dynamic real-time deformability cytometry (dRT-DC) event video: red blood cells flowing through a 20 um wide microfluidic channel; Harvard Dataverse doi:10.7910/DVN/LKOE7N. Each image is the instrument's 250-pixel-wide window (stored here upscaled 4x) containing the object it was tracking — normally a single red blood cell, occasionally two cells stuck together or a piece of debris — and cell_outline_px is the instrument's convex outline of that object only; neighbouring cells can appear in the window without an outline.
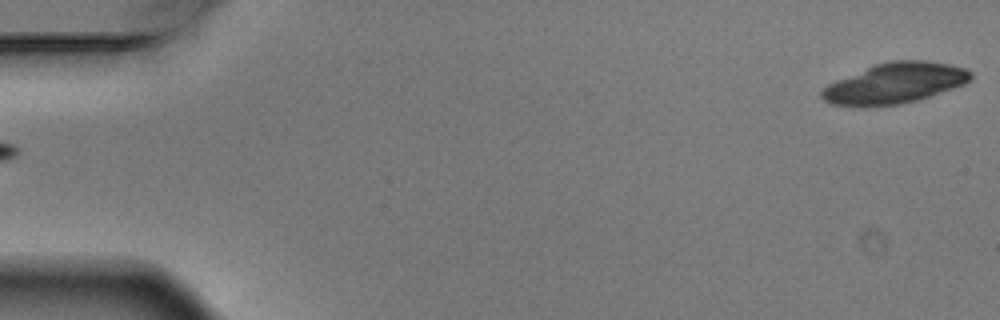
{"species": "Egyptian fruit bat (a non-hibernating species)", "species_latin": "Rousettus aegyptiacus", "temperature_condition": "warm", "stored_images_in_passage": 2, "segment_of_instrument_passage": [2, 2], "camera_frame_rate_fps": 3000, "um_per_image_px": 0.085, "animal": {"sex": "male"}, "frame": {"image": 1, "passage_image": 2, "time_ms": 0.333, "image_size_px": [1000, 320], "cell_outline_px": [[972, 76], [964, 84], [916, 100], [900, 104], [868, 108], [852, 108], [828, 104], [820, 96], [820, 92], [828, 84], [836, 80], [876, 64], [892, 60], [924, 60], [948, 64], [964, 68], [972, 72]], "centroid_in_image_um": [75.97, 7.11], "position_along_channel_um": 9.0, "area_um2": 35.37}}